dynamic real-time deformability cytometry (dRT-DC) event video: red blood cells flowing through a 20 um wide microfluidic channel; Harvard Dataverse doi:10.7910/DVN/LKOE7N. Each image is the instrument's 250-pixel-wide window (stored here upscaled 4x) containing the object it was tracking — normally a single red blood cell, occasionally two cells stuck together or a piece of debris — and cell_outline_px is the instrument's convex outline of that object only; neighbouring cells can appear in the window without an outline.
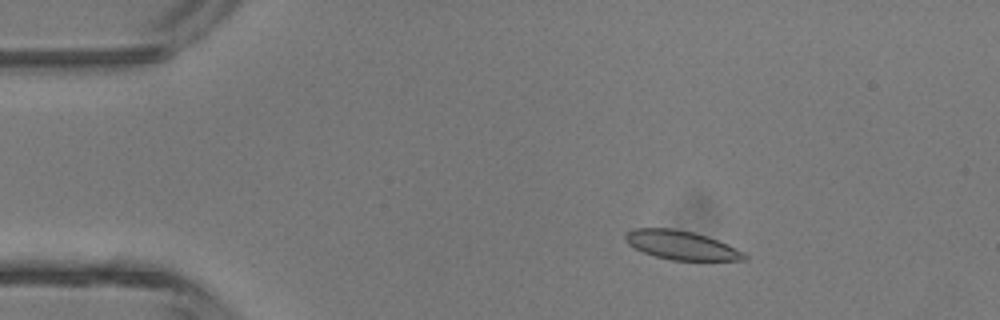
{"species": "common noctule bat (a hibernating species)", "species_latin": "Nyctalus noctula", "temperature_condition": "room temperature", "stored_images_in_passage": 4, "camera_frame_rate_fps": 3000, "um_per_image_px": 0.085, "animal": {"sex": "male", "body_mass_g": 13.3}, "frame": {"image": 1, "passage_image": 3, "time_ms": 0.667, "image_size_px": [1000, 320], "cell_outline_px": [[748, 256], [744, 260], [672, 260], [656, 256], [644, 252], [628, 244], [624, 240], [624, 236], [632, 228], [672, 228], [692, 232], [708, 236], [744, 252]], "centroid_in_image_um": [57.89, 20.83], "position_along_channel_um": 27.1, "area_um2": 19.83}}